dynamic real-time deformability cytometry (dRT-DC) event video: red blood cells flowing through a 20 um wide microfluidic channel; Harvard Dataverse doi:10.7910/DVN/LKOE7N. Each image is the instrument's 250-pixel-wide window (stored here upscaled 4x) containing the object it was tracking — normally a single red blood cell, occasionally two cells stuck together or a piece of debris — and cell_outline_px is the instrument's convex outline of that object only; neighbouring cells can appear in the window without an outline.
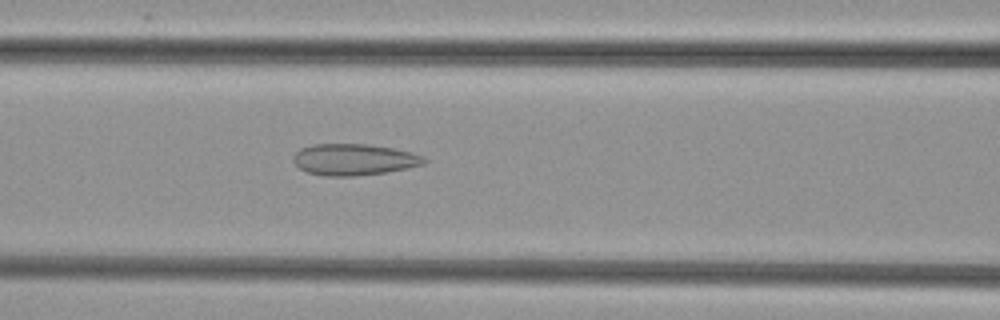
{"species": "common noctule bat (a hibernating species)", "species_latin": "Nyctalus noctula", "temperature_condition": "cold", "stored_images_in_passage": 51, "camera_frame_rate_fps": 3000, "um_per_image_px": 0.085, "animal": {"sex": "female", "body_mass_g": 29.2, "forearm_length_mm": 56.3}, "frame": {"image": 1, "passage_image": 22, "time_ms": 7.0, "image_size_px": [1000, 320], "cell_outline_px": [[428, 160], [424, 164], [408, 168], [384, 172], [352, 176], [324, 176], [308, 172], [300, 168], [292, 160], [292, 156], [300, 148], [312, 144], [368, 144], [392, 148], [412, 152], [424, 156]], "centroid_in_image_um": [30.08, 13.55], "position_along_channel_um": 136.5, "area_um2": 23.99}}
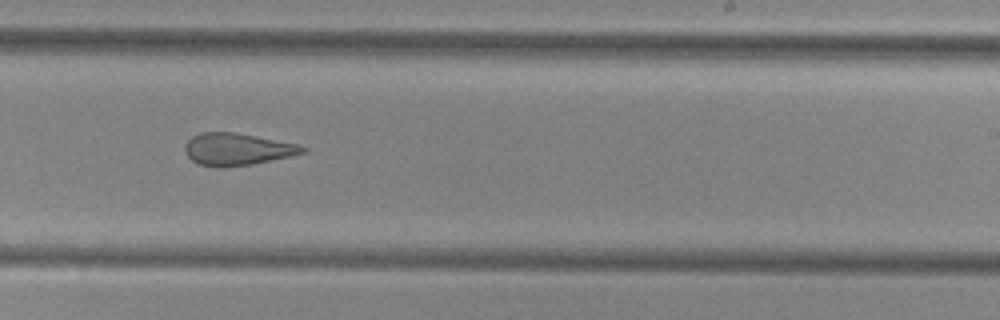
{"frame": {"image": 2, "passage_image": 32, "time_ms": 10.333, "image_size_px": [1000, 320], "cell_outline_px": [[308, 152], [252, 164], [224, 168], [216, 168], [200, 164], [192, 160], [184, 152], [184, 144], [192, 136], [200, 132], [236, 132], [296, 144], [308, 148]], "centroid_in_image_um": [20.12, 12.69], "position_along_channel_um": 268.9, "area_um2": 22.14}}
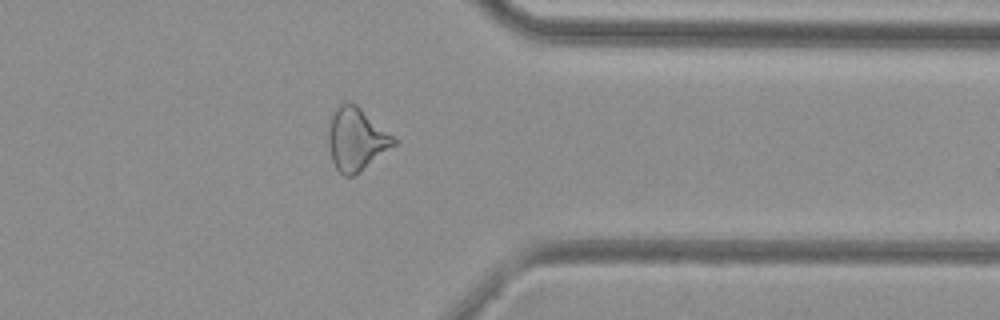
{"frame": {"image": 3, "passage_image": 41, "time_ms": 13.333, "image_size_px": [1000, 320], "cell_outline_px": [[396, 144], [360, 172], [352, 176], [344, 176], [336, 168], [332, 160], [328, 144], [328, 128], [332, 116], [336, 108], [340, 104], [348, 100], [356, 104], [392, 136], [396, 140]], "centroid_in_image_um": [30.25, 11.84], "position_along_channel_um": 381.1, "area_um2": 23.58}}